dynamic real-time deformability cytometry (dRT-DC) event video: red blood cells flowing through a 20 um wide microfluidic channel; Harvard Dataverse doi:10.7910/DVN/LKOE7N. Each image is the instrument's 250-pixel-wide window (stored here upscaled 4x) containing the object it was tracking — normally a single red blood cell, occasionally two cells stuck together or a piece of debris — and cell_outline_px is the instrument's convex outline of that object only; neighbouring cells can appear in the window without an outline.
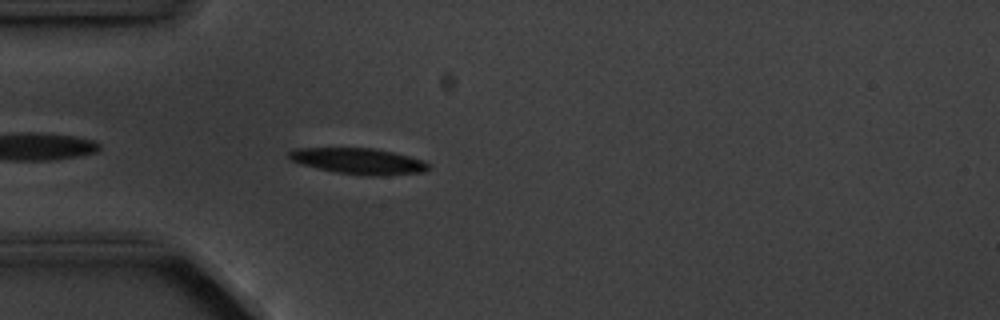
{"species": "common noctule bat (a hibernating species)", "species_latin": "Nyctalus noctula", "temperature_condition": "cold", "stored_images_in_passage": 4, "camera_frame_rate_fps": 3000, "um_per_image_px": 0.085, "animal": {"sex": "male", "body_mass_g": 20.1, "forearm_length_mm": 53.5}, "frame": {"image": 1, "passage_image": 4, "time_ms": 4.333, "image_size_px": [1000, 320], "cell_outline_px": [[432, 168], [424, 172], [384, 176], [372, 176], [336, 172], [300, 164], [292, 160], [288, 156], [288, 152], [296, 148], [372, 148], [392, 152], [424, 160]], "centroid_in_image_um": [30.52, 13.7], "position_along_channel_um": 54.5, "area_um2": 21.1}}